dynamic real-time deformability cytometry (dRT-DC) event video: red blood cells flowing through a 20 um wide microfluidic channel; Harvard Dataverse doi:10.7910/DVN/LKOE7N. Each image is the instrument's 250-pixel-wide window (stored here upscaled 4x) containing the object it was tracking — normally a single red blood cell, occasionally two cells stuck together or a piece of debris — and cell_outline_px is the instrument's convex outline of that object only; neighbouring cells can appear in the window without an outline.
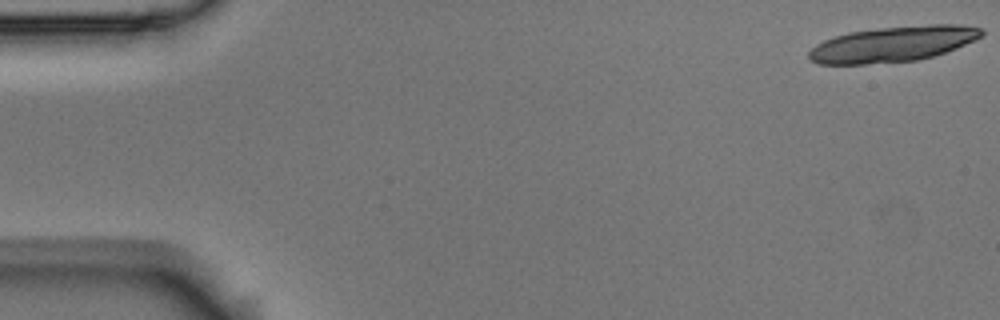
{"species": "Egyptian fruit bat (a non-hibernating species)", "species_latin": "Rousettus aegyptiacus", "temperature_condition": "room temperature", "stored_images_in_passage": 20, "camera_frame_rate_fps": 3000, "um_per_image_px": 0.085, "animal": {"sex": "male"}, "frame": {"image": 1, "passage_image": 1, "time_ms": 0.0, "image_size_px": [1000, 320], "cell_outline_px": [[984, 32], [980, 36], [964, 44], [944, 52], [932, 56], [916, 60], [864, 64], [820, 64], [812, 60], [808, 56], [808, 52], [816, 44], [824, 40], [848, 32], [880, 28], [928, 24], [960, 24], [980, 28]], "centroid_in_image_um": [75.86, 3.74], "position_along_channel_um": 9.1, "area_um2": 35.26}}